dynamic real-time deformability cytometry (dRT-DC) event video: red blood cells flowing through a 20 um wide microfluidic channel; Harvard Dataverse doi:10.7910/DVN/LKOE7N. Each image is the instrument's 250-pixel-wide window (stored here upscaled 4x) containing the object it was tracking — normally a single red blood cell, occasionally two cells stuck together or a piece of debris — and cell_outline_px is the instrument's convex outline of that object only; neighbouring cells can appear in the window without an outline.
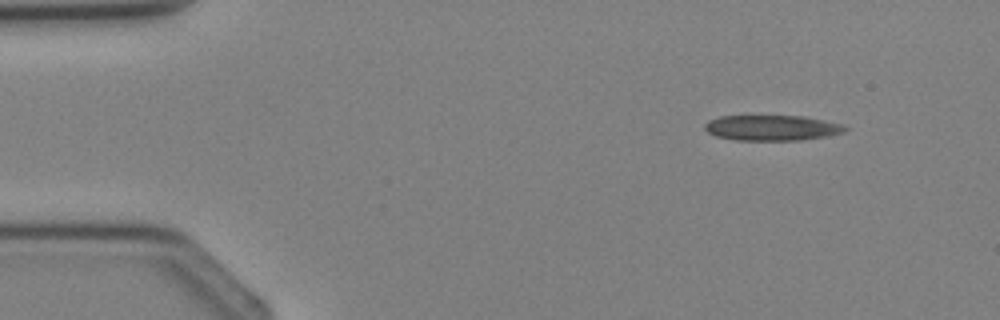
{"species": "Egyptian fruit bat (a non-hibernating species)", "species_latin": "Rousettus aegyptiacus", "temperature_condition": "cold", "stored_images_in_passage": 4, "camera_frame_rate_fps": 3000, "um_per_image_px": 0.085, "animal": {"sex": "female"}, "frame": {"image": 1, "passage_image": 1, "time_ms": 0.0, "image_size_px": [1000, 320], "cell_outline_px": [[848, 128], [844, 132], [828, 136], [800, 140], [736, 140], [716, 136], [708, 132], [704, 128], [704, 124], [708, 120], [720, 116], [804, 116], [844, 124]], "centroid_in_image_um": [65.63, 10.86], "position_along_channel_um": 19.4, "area_um2": 20.87}}
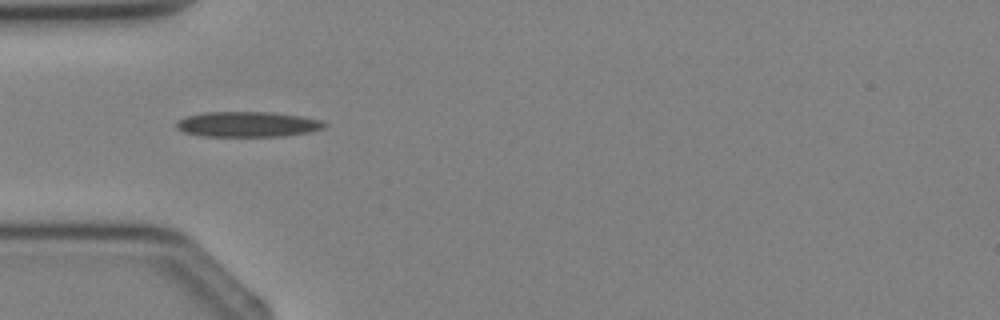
{"frame": {"image": 2, "passage_image": 3, "time_ms": 2.333, "image_size_px": [1000, 320], "cell_outline_px": [[328, 124], [324, 128], [308, 132], [284, 136], [200, 136], [184, 132], [176, 128], [176, 120], [188, 116], [204, 112], [272, 112], [300, 116], [324, 120]], "centroid_in_image_um": [21.06, 10.56], "position_along_channel_um": 63.9, "area_um2": 21.96}}
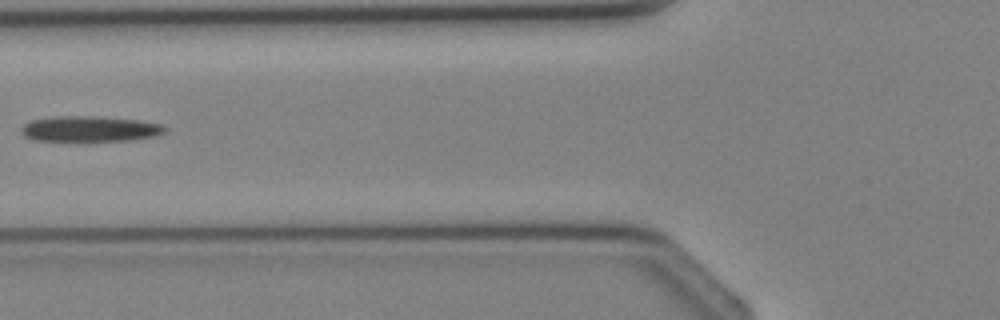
{"frame": {"image": 3, "passage_image": 4, "time_ms": 3.333, "image_size_px": [1000, 320], "cell_outline_px": [[168, 128], [164, 132], [156, 136], [132, 140], [76, 144], [32, 140], [24, 136], [20, 132], [20, 128], [24, 124], [32, 120], [56, 116], [96, 116], [140, 120], [164, 124]], "centroid_in_image_um": [7.61, 11.01], "position_along_channel_um": 118.2, "area_um2": 22.89}}